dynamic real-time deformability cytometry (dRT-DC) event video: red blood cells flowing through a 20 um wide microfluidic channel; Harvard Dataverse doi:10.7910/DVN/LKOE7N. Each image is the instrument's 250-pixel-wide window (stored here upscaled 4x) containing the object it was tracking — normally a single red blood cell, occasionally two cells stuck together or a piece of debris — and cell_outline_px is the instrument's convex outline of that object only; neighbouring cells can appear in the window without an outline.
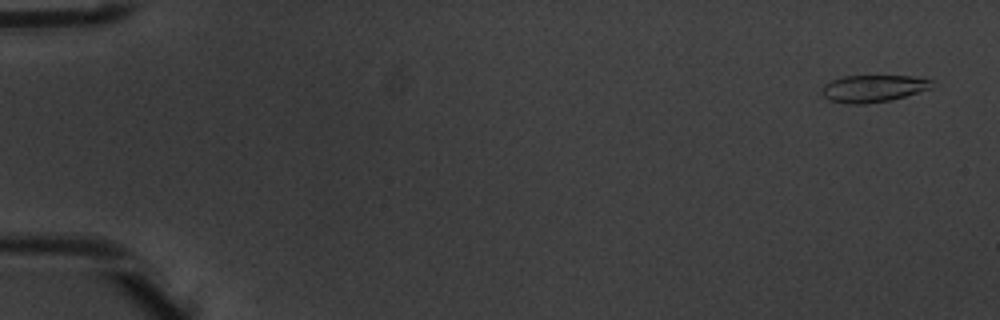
{"species": "common noctule bat (a hibernating species)", "species_latin": "Nyctalus noctula", "temperature_condition": "warm", "stored_images_in_passage": 5, "camera_frame_rate_fps": 3000, "um_per_image_px": 0.085, "animal": {"sex": "male", "body_mass_g": 20.1, "forearm_length_mm": 53.5}, "frame": {"image": 1, "passage_image": 1, "time_ms": 0.0, "image_size_px": [1000, 320], "cell_outline_px": [[932, 88], [892, 100], [864, 104], [848, 104], [828, 100], [820, 92], [824, 84], [832, 80], [844, 76], [912, 76], [932, 80]], "centroid_in_image_um": [74.2, 7.53], "position_along_channel_um": 10.8, "area_um2": 17.46}}